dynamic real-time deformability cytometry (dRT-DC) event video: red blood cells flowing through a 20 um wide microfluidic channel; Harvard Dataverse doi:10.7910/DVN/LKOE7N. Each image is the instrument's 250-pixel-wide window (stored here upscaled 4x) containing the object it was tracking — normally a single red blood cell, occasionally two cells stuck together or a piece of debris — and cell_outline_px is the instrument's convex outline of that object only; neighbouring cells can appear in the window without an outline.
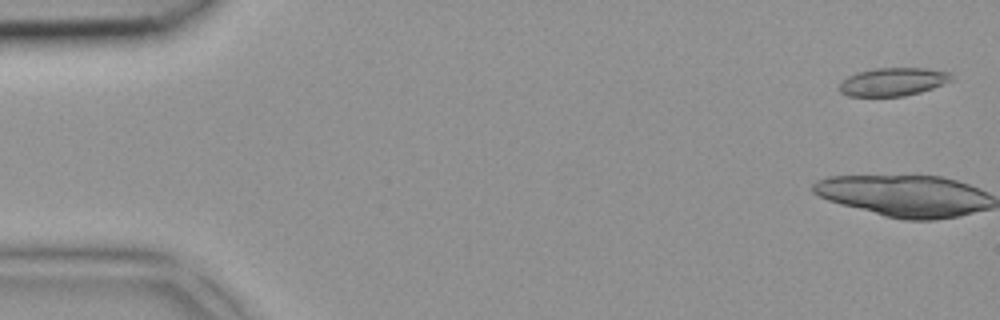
{"species": "common noctule bat (a hibernating species)", "species_latin": "Nyctalus noctula", "temperature_condition": "room temperature", "stored_images_in_passage": 4, "camera_frame_rate_fps": 3000, "um_per_image_px": 0.085, "animal": {"sex": "female", "body_mass_g": 18.4}, "frame": {"image": 1, "passage_image": 1, "time_ms": 0.0, "image_size_px": [1000, 320], "cell_outline_px": [[952, 80], [932, 88], [920, 92], [904, 96], [848, 96], [840, 92], [840, 84], [848, 76], [856, 72], [876, 68], [928, 68], [952, 72]], "centroid_in_image_um": [75.92, 6.94], "position_along_channel_um": 9.1, "area_um2": 18.38}}